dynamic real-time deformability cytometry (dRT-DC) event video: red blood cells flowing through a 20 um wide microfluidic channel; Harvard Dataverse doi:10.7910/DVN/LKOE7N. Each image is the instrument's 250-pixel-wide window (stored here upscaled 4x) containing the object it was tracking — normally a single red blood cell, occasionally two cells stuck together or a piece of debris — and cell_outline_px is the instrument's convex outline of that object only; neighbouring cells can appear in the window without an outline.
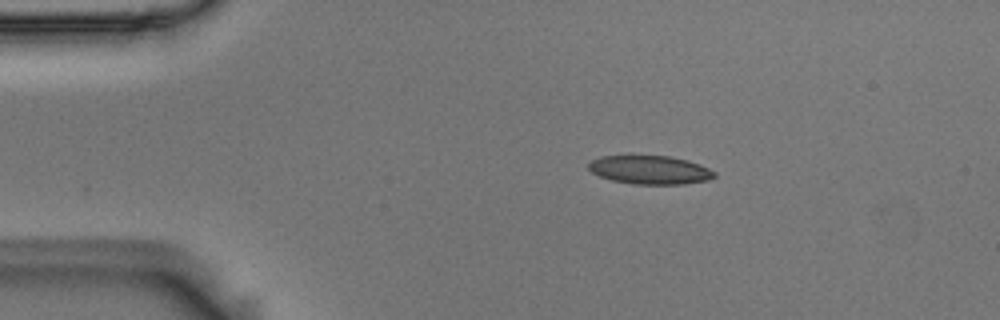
{"species": "Egyptian fruit bat (a non-hibernating species)", "species_latin": "Rousettus aegyptiacus", "temperature_condition": "room temperature", "stored_images_in_passage": 46, "camera_frame_rate_fps": 3000, "um_per_image_px": 0.085, "animal": {"sex": "male"}, "frame": {"image": 1, "passage_image": 1, "time_ms": 0.0, "image_size_px": [1000, 320], "cell_outline_px": [[716, 176], [708, 180], [684, 184], [636, 184], [612, 180], [600, 176], [592, 172], [588, 168], [588, 164], [592, 160], [600, 156], [668, 156], [688, 160], [700, 164], [716, 172]], "centroid_in_image_um": [55.27, 14.44], "position_along_channel_um": 29.7, "area_um2": 20.87}}
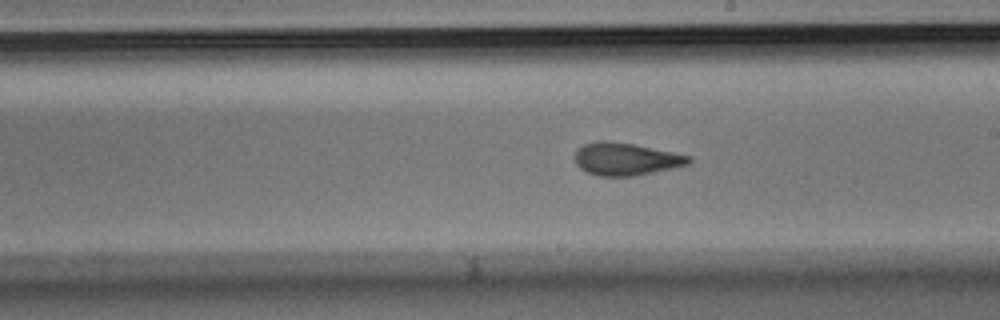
{"frame": {"image": 2, "passage_image": 22, "time_ms": 7.0, "image_size_px": [1000, 320], "cell_outline_px": [[692, 160], [688, 164], [672, 168], [632, 176], [596, 176], [580, 168], [576, 164], [576, 148], [584, 144], [596, 140], [608, 140], [636, 144], [692, 156]], "centroid_in_image_um": [53.18, 13.5], "position_along_channel_um": 235.8, "area_um2": 21.73}}
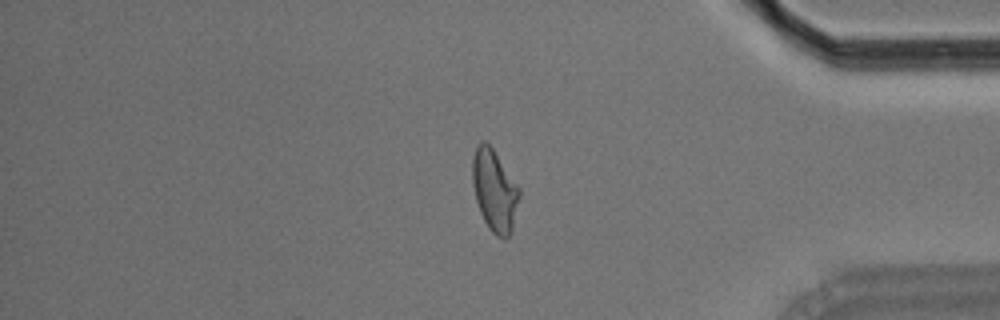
{"frame": {"image": 3, "passage_image": 37, "time_ms": 12.0, "image_size_px": [1000, 320], "cell_outline_px": [[520, 196], [512, 228], [508, 236], [504, 240], [496, 236], [488, 228], [480, 212], [476, 200], [472, 184], [472, 156], [476, 144], [484, 140], [492, 148], [520, 188]], "centroid_in_image_um": [42.01, 16.19], "position_along_channel_um": 393.2, "area_um2": 22.37}, "authors_computed_cell_mechanics": {"area_um2": 21.7617, "velocity_mm_per_s": 3.656, "shape_relaxation_time_tau1_ms": null, "shape_relaxation_time_tau2_ms": 1.9356, "deformation_change_tau1": null, "deformation_change_tau2": 0.0816}}